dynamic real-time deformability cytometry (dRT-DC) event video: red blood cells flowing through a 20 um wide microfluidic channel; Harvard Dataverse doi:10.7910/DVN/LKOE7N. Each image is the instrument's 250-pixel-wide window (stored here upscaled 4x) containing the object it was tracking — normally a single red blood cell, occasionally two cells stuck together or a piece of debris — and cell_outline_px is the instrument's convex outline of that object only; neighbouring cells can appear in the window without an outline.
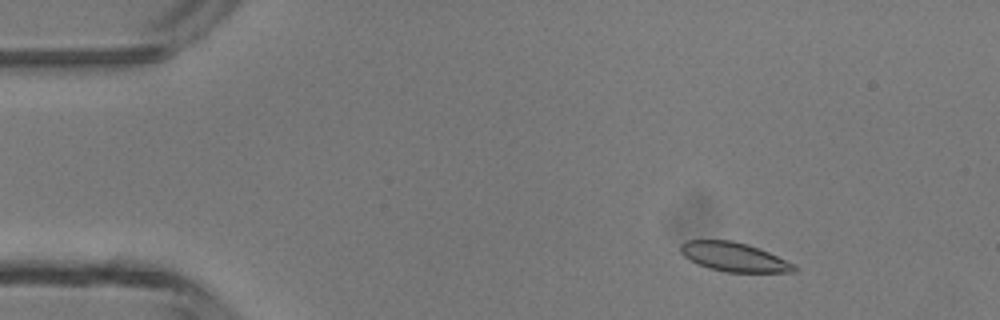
{"species": "common noctule bat (a hibernating species)", "species_latin": "Nyctalus noctula", "temperature_condition": "room temperature", "stored_images_in_passage": 3, "camera_frame_rate_fps": 3000, "um_per_image_px": 0.085, "animal": {"sex": "male", "body_mass_g": 13.3}, "frame": {"image": 1, "passage_image": 1, "time_ms": 0.0, "image_size_px": [1000, 320], "cell_outline_px": [[796, 272], [724, 272], [708, 268], [696, 264], [684, 256], [680, 252], [680, 244], [684, 240], [732, 240], [748, 244], [760, 248], [796, 264]], "centroid_in_image_um": [62.38, 21.84], "position_along_channel_um": 22.6, "area_um2": 19.54}}